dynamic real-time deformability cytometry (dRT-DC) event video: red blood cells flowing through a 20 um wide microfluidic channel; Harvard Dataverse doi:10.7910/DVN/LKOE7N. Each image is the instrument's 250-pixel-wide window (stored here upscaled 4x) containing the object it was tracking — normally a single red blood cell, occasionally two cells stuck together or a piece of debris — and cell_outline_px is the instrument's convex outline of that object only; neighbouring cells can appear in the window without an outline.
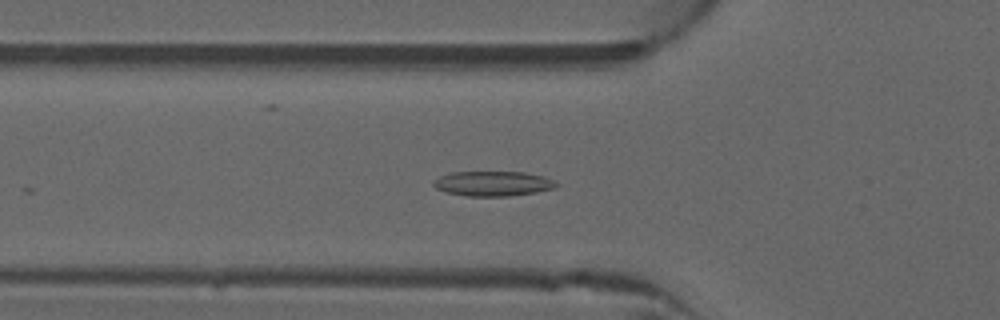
{"species": "common noctule bat (a hibernating species)", "species_latin": "Nyctalus noctula", "temperature_condition": "warm", "stored_images_in_passage": 21, "camera_frame_rate_fps": 3000, "um_per_image_px": 0.085, "animal": {"sex": "male", "forearm_length_mm": 52.5}, "frame": {"image": 1, "passage_image": 17, "time_ms": 5.333, "image_size_px": [1000, 320], "cell_outline_px": [[560, 184], [556, 188], [536, 192], [508, 196], [464, 196], [448, 192], [436, 188], [432, 184], [440, 176], [448, 172], [524, 172], [544, 176]], "centroid_in_image_um": [41.93, 15.6], "position_along_channel_um": 83.9, "area_um2": 17.8}}
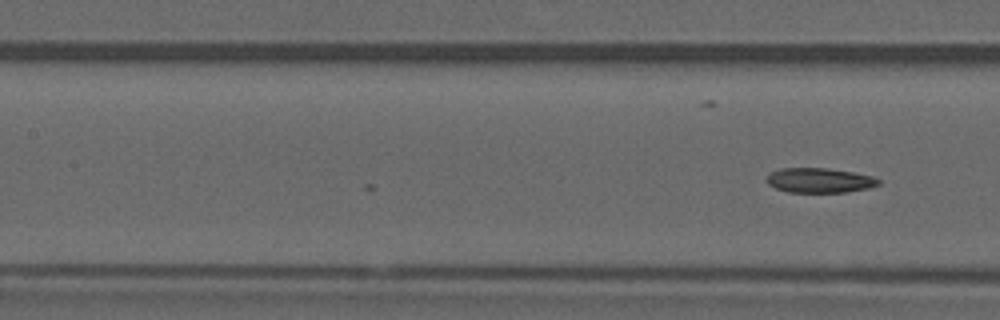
{"frame": {"image": 2, "passage_image": 21, "time_ms": 6.667, "image_size_px": [1000, 320], "cell_outline_px": [[880, 184], [868, 188], [848, 192], [788, 192], [776, 188], [768, 184], [764, 180], [772, 172], [780, 168], [828, 168], [852, 172], [872, 176], [880, 180]], "centroid_in_image_um": [69.65, 15.33], "position_along_channel_um": 137.7, "area_um2": 16.13}}